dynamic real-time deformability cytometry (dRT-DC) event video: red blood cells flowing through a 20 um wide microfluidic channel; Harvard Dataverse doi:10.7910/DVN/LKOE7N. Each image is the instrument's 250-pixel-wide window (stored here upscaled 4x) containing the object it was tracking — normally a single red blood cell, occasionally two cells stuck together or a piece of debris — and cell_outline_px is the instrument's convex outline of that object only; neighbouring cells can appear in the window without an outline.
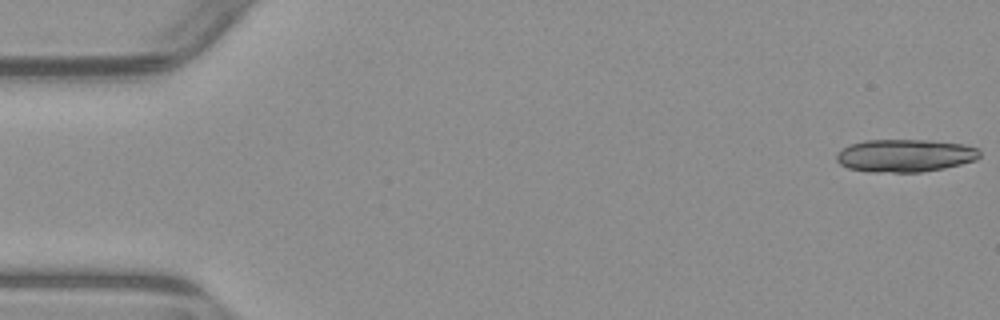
{"species": "common noctule bat (a hibernating species)", "species_latin": "Nyctalus noctula", "temperature_condition": "warm", "stored_images_in_passage": 18, "camera_frame_rate_fps": 3000, "um_per_image_px": 0.085, "animal": {"sex": "male", "body_mass_g": 23.1, "forearm_length_mm": 52.7}, "frame": {"image": 1, "passage_image": 1, "time_ms": 0.0, "image_size_px": [1000, 320], "cell_outline_px": [[980, 156], [976, 160], [944, 168], [920, 172], [868, 172], [848, 168], [840, 164], [836, 160], [836, 152], [848, 144], [864, 140], [928, 140], [964, 144], [976, 148], [980, 152]], "centroid_in_image_um": [76.88, 13.22], "position_along_channel_um": 8.1, "area_um2": 27.51}}